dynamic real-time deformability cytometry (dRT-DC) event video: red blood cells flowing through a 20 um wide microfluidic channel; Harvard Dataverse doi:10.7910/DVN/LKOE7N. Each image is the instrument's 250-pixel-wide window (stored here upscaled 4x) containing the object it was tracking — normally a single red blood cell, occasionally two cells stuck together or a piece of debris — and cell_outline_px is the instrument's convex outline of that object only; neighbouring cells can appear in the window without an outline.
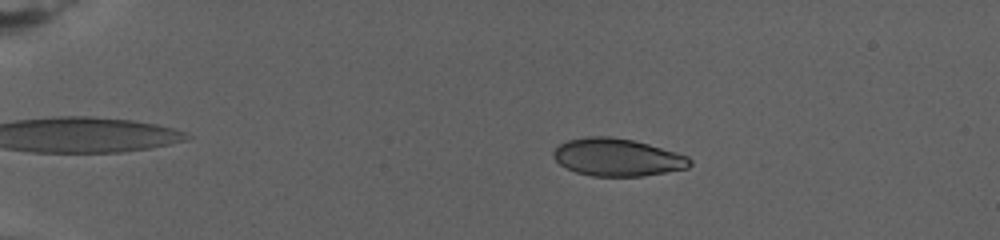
{"species": "human", "species_latin": "Homo sapiens", "temperature_condition": "warm", "stored_images_in_passage": 44, "camera_frame_rate_fps": 3000, "um_per_image_px": 0.085, "donor": {"sex": "female"}, "frame": {"image": 1, "passage_image": 10, "time_ms": 5.0, "image_size_px": [1000, 240], "cell_outline_px": [[692, 164], [688, 168], [644, 176], [592, 176], [576, 172], [560, 164], [552, 156], [552, 152], [560, 144], [568, 140], [584, 136], [612, 136], [632, 140], [648, 144], [676, 152], [688, 156], [692, 160]], "centroid_in_image_um": [52.48, 13.37], "position_along_channel_um": 32.5, "area_um2": 29.94}}
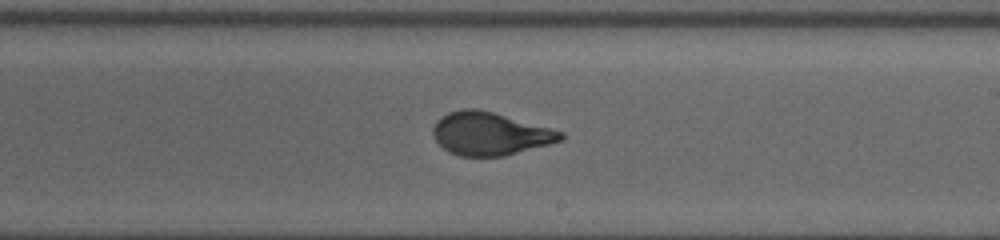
{"frame": {"image": 2, "passage_image": 29, "time_ms": 16.0, "image_size_px": [1000, 240], "cell_outline_px": [[564, 140], [504, 156], [460, 156], [448, 152], [432, 136], [432, 128], [436, 120], [448, 112], [464, 108], [476, 108], [492, 112], [564, 132]], "centroid_in_image_um": [41.62, 11.36], "position_along_channel_um": 247.4, "area_um2": 31.85}}
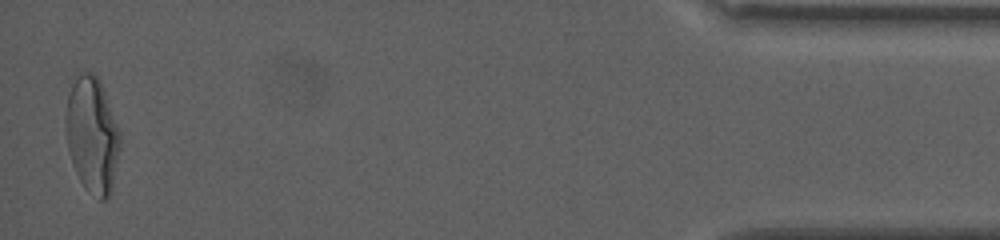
{"frame": {"image": 3, "passage_image": 44, "time_ms": 25.333, "image_size_px": [1000, 240], "cell_outline_px": [[120, 148], [112, 192], [108, 200], [100, 200], [88, 192], [84, 188], [72, 164], [68, 148], [64, 124], [64, 120], [68, 92], [72, 84], [80, 72], [96, 72], [100, 80], [116, 124], [120, 136]], "centroid_in_image_um": [7.82, 11.5], "position_along_channel_um": 427.4, "area_um2": 37.05}, "authors_computed_cell_mechanics": {"area_um2": 31.4721, "velocity_mm_per_s": 2.7222, "shape_relaxation_time_tau1_ms": 9.0162, "shape_relaxation_time_tau2_ms": null, "deformation_change_tau1": 0.2577, "deformation_change_tau2": null}}